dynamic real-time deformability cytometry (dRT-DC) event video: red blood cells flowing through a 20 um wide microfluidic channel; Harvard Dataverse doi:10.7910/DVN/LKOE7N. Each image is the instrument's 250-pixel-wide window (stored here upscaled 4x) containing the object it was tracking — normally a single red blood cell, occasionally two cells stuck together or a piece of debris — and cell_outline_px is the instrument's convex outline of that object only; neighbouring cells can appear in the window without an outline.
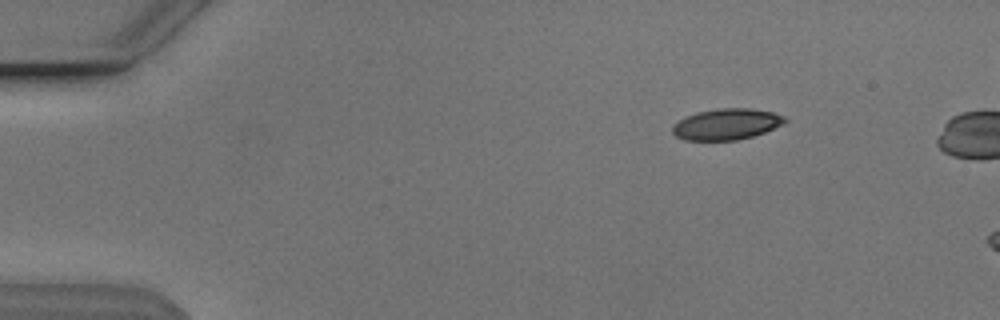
{"species": "Egyptian fruit bat (a non-hibernating species)", "species_latin": "Rousettus aegyptiacus", "temperature_condition": "cold", "stored_images_in_passage": 7, "camera_frame_rate_fps": 3000, "um_per_image_px": 0.085, "animal": {"sex": "male"}, "frame": {"image": 1, "passage_image": 1, "time_ms": 0.0, "image_size_px": [1000, 320], "cell_outline_px": [[788, 120], [784, 124], [764, 132], [752, 136], [736, 140], [684, 140], [676, 136], [672, 132], [672, 128], [680, 120], [696, 112], [720, 108], [752, 108], [772, 112], [784, 116]], "centroid_in_image_um": [61.79, 10.55], "position_along_channel_um": 23.2, "area_um2": 20.23}}